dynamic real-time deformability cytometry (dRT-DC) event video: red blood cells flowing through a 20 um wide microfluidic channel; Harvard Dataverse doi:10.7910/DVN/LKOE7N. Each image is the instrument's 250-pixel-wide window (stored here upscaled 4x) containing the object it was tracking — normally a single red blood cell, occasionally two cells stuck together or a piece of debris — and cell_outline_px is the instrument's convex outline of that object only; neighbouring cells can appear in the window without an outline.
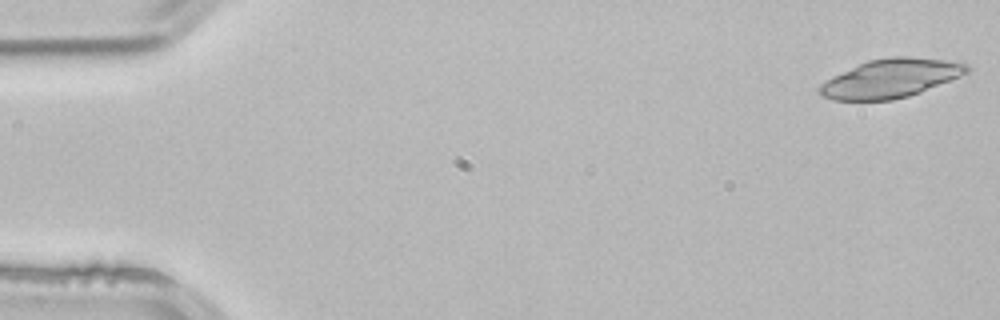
{"species": "common noctule bat (a hibernating species)", "species_latin": "Nyctalus noctula", "temperature_condition": "room temperature", "stored_images_in_passage": 4, "camera_frame_rate_fps": 3000, "um_per_image_px": 0.085, "animal": {"sex": "male", "body_mass_g": 21.5, "forearm_length_mm": 52.0}, "frame": {"image": 1, "passage_image": 1, "time_ms": 0.0, "image_size_px": [1000, 320], "cell_outline_px": [[972, 68], [968, 72], [960, 76], [920, 92], [908, 96], [892, 100], [832, 100], [820, 96], [816, 92], [816, 88], [820, 84], [832, 76], [868, 60], [888, 56], [908, 56], [944, 60], [968, 64]], "centroid_in_image_um": [75.66, 6.66], "position_along_channel_um": 9.3, "area_um2": 33.29}}